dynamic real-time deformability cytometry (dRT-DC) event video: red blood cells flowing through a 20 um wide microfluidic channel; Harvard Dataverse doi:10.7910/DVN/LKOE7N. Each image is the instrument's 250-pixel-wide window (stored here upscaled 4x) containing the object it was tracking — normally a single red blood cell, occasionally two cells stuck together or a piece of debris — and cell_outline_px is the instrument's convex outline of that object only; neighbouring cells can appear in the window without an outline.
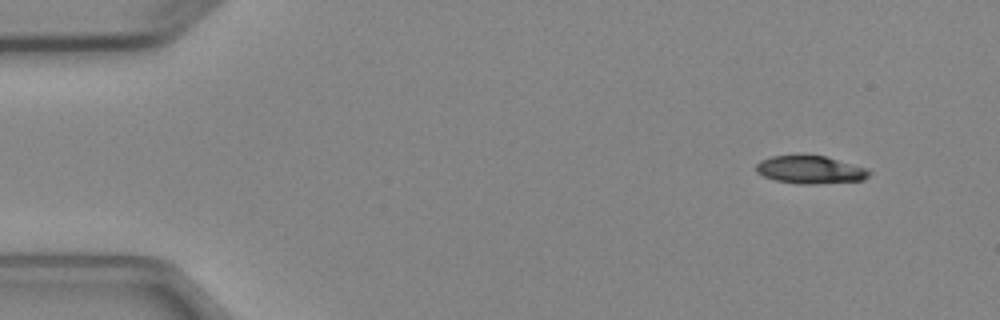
{"species": "Egyptian fruit bat (a non-hibernating species)", "species_latin": "Rousettus aegyptiacus", "temperature_condition": "cold", "stored_images_in_passage": 4, "camera_frame_rate_fps": 3000, "um_per_image_px": 0.085, "animal": {"sex": "female"}, "frame": {"image": 1, "passage_image": 1, "time_ms": 0.0, "image_size_px": [1000, 320], "cell_outline_px": [[872, 172], [864, 180], [816, 184], [800, 184], [776, 180], [764, 176], [756, 172], [756, 164], [760, 160], [772, 156], [800, 152], [804, 152], [824, 156], [868, 168]], "centroid_in_image_um": [68.85, 14.38], "position_along_channel_um": 16.1, "area_um2": 19.02}}
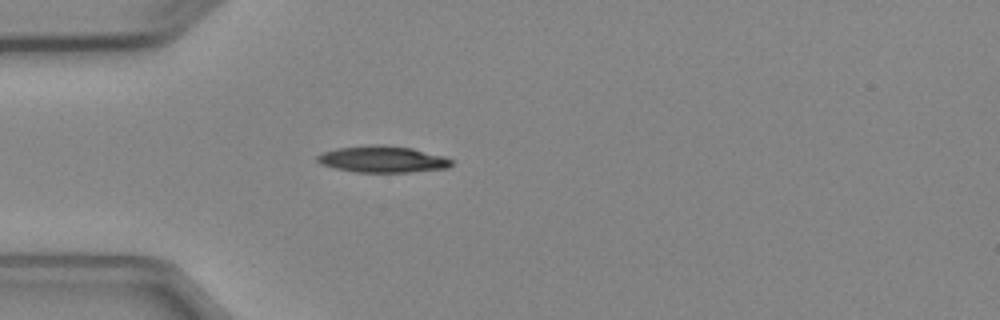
{"frame": {"image": 2, "passage_image": 4, "time_ms": 3.333, "image_size_px": [1000, 320], "cell_outline_px": [[452, 164], [448, 168], [408, 172], [356, 172], [336, 168], [320, 164], [316, 160], [316, 156], [320, 152], [336, 148], [372, 144], [384, 144], [412, 148], [444, 156], [452, 160]], "centroid_in_image_um": [32.48, 13.52], "position_along_channel_um": 52.5, "area_um2": 20.92}}